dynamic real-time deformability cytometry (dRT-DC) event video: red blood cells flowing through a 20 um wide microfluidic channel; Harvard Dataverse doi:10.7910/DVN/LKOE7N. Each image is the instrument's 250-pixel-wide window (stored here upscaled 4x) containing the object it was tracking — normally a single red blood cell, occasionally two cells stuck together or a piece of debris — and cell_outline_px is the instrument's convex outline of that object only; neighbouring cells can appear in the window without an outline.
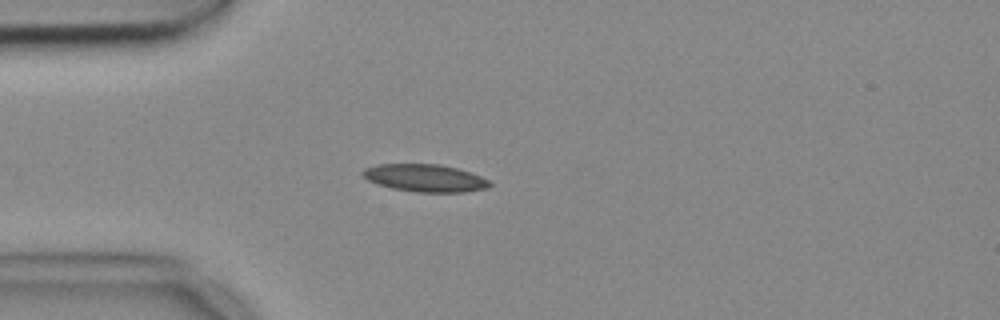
{"species": "common noctule bat (a hibernating species)", "species_latin": "Nyctalus noctula", "temperature_condition": "cold", "stored_images_in_passage": 2, "camera_frame_rate_fps": 3000, "um_per_image_px": 0.085, "animal": {"sex": "female", "body_mass_g": 18.4}, "frame": {"image": 1, "passage_image": 1, "time_ms": 0.0, "image_size_px": [1000, 320], "cell_outline_px": [[492, 184], [488, 188], [464, 192], [416, 192], [392, 188], [376, 184], [368, 180], [360, 172], [364, 168], [376, 164], [440, 164], [456, 168], [480, 176], [488, 180]], "centroid_in_image_um": [36.09, 15.13], "position_along_channel_um": 48.9, "area_um2": 20.35}}